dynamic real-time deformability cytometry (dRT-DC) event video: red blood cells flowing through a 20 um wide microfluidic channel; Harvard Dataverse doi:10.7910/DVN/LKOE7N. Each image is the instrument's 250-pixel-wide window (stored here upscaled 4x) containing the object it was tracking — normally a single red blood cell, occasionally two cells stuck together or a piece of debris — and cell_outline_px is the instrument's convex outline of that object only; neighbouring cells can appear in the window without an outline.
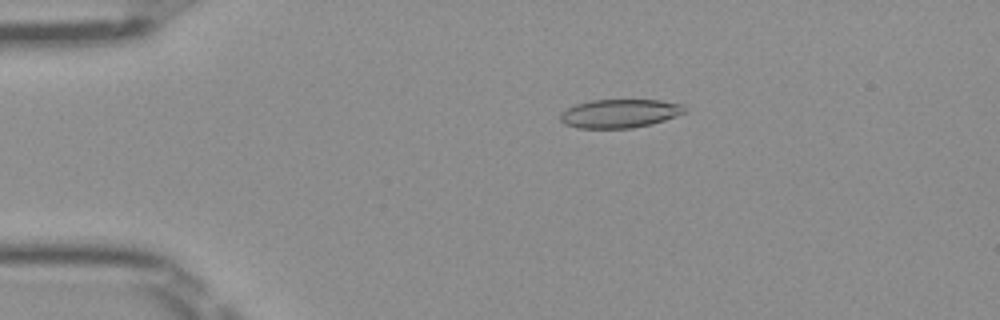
{"species": "Egyptian fruit bat (a non-hibernating species)", "species_latin": "Rousettus aegyptiacus", "temperature_condition": "room temperature", "stored_images_in_passage": 50, "camera_frame_rate_fps": 3000, "um_per_image_px": 0.085, "frame": {"image": 1, "passage_image": 10, "time_ms": 3.0, "image_size_px": [1000, 320], "cell_outline_px": [[688, 108], [684, 112], [676, 116], [652, 124], [632, 128], [580, 128], [564, 124], [560, 120], [560, 112], [576, 104], [592, 100], [660, 100], [684, 104]], "centroid_in_image_um": [52.69, 9.64], "position_along_channel_um": 32.3, "area_um2": 20.81}}
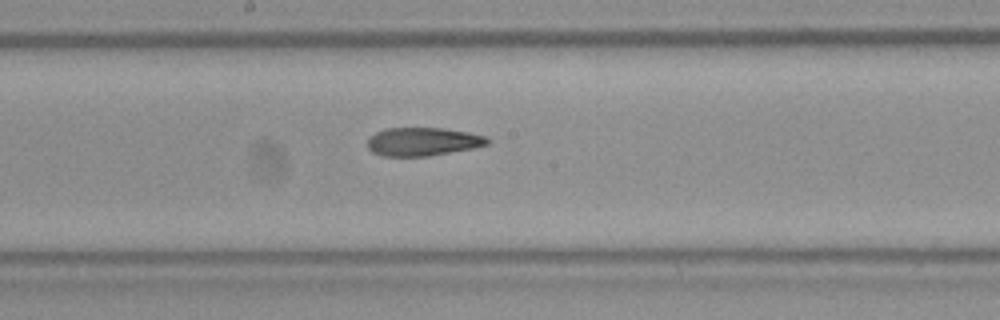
{"frame": {"image": 2, "passage_image": 27, "time_ms": 8.667, "image_size_px": [1000, 320], "cell_outline_px": [[492, 140], [488, 144], [476, 148], [428, 156], [384, 156], [372, 152], [368, 148], [368, 140], [376, 132], [388, 128], [444, 128], [468, 132], [488, 136]], "centroid_in_image_um": [36.01, 12.04], "position_along_channel_um": 212.2, "area_um2": 19.94}}
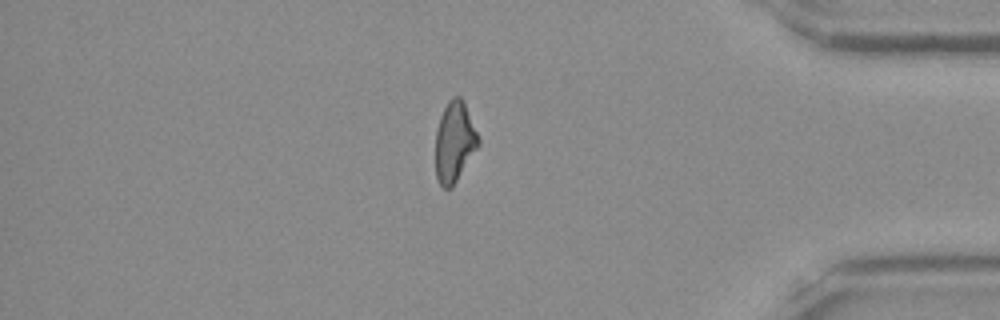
{"frame": {"image": 3, "passage_image": 43, "time_ms": 14.0, "image_size_px": [1000, 320], "cell_outline_px": [[480, 144], [452, 188], [444, 188], [440, 184], [436, 176], [436, 128], [440, 116], [448, 100], [452, 96], [460, 96], [464, 104], [480, 140]], "centroid_in_image_um": [38.62, 12.07], "position_along_channel_um": 396.6, "area_um2": 19.88}, "authors_computed_cell_mechanics": {"area_um2": 20.9236, "velocity_mm_per_s": 4.0374, "shape_relaxation_time_tau1_ms": null, "shape_relaxation_time_tau2_ms": 3.7578, "deformation_change_tau1": null, "deformation_change_tau2": 0.1185}}